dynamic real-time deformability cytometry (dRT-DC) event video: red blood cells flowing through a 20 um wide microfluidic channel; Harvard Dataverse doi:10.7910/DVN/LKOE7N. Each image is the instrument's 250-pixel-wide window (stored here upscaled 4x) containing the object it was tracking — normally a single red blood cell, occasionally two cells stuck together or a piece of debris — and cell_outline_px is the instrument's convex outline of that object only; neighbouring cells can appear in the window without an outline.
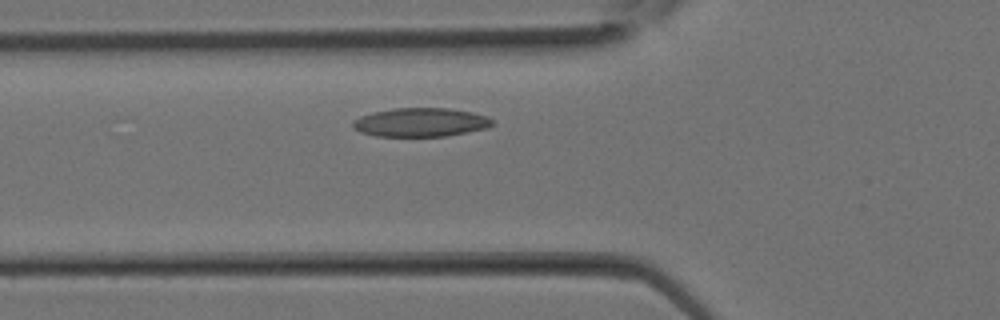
{"species": "Egyptian fruit bat (a non-hibernating species)", "species_latin": "Rousettus aegyptiacus", "temperature_condition": "room temperature", "stored_images_in_passage": 9, "camera_frame_rate_fps": 3000, "um_per_image_px": 0.085, "animal": {"sex": "female"}, "frame": {"image": 1, "passage_image": 3, "time_ms": 0.667, "image_size_px": [1000, 320], "cell_outline_px": [[496, 120], [492, 124], [484, 128], [448, 136], [376, 136], [360, 132], [352, 128], [352, 120], [360, 116], [372, 112], [392, 108], [448, 108], [472, 112], [488, 116]], "centroid_in_image_um": [35.72, 10.39], "position_along_channel_um": 90.1, "area_um2": 23.52}}
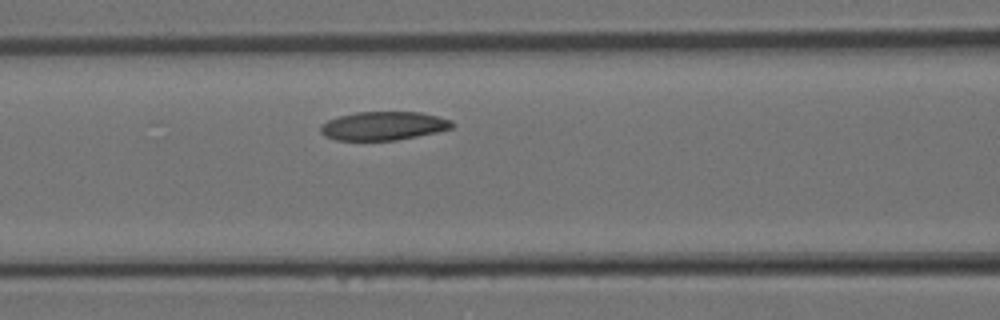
{"frame": {"image": 2, "passage_image": 5, "time_ms": 1.333, "image_size_px": [1000, 320], "cell_outline_px": [[456, 124], [452, 128], [436, 132], [396, 140], [336, 140], [324, 136], [320, 132], [320, 124], [336, 116], [356, 112], [420, 112], [452, 120]], "centroid_in_image_um": [32.56, 10.69], "position_along_channel_um": 134.0, "area_um2": 22.02}}
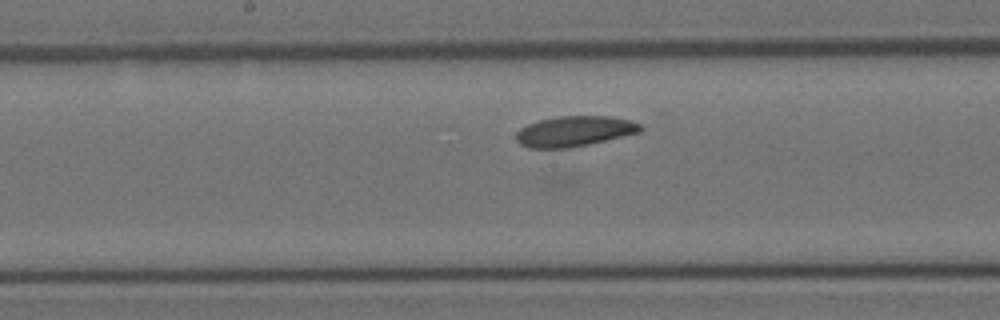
{"frame": {"image": 3, "passage_image": 8, "time_ms": 2.333, "image_size_px": [1000, 320], "cell_outline_px": [[644, 128], [640, 132], [588, 144], [568, 148], [528, 148], [520, 144], [516, 140], [516, 132], [520, 128], [528, 124], [540, 120], [556, 116], [612, 116], [632, 120], [640, 124]], "centroid_in_image_um": [48.83, 11.15], "position_along_channel_um": 199.4, "area_um2": 22.08}}